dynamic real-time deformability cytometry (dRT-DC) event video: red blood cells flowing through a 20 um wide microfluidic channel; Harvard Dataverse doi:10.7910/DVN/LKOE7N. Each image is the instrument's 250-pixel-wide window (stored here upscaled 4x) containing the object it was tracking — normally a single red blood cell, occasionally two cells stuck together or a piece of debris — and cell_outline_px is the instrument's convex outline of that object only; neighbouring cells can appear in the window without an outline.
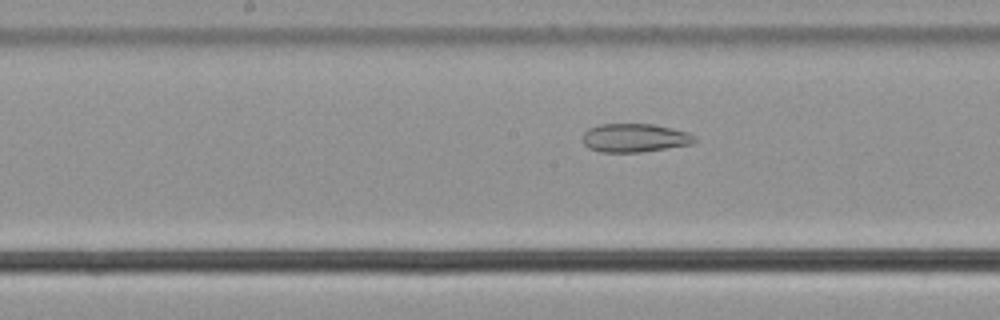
{"species": "common noctule bat (a hibernating species)", "species_latin": "Nyctalus noctula", "temperature_condition": "cold", "stored_images_in_passage": 56, "camera_frame_rate_fps": 3000, "um_per_image_px": 0.085, "animal": {"sex": "male", "body_mass_g": 21.5, "forearm_length_mm": 52.0}, "frame": {"image": 1, "passage_image": 29, "time_ms": 9.333, "image_size_px": [1000, 320], "cell_outline_px": [[696, 140], [692, 144], [640, 152], [600, 152], [588, 148], [584, 144], [584, 132], [588, 128], [600, 124], [652, 124], [672, 128], [688, 132], [696, 136]], "centroid_in_image_um": [53.95, 11.72], "position_along_channel_um": 194.2, "area_um2": 18.61}}
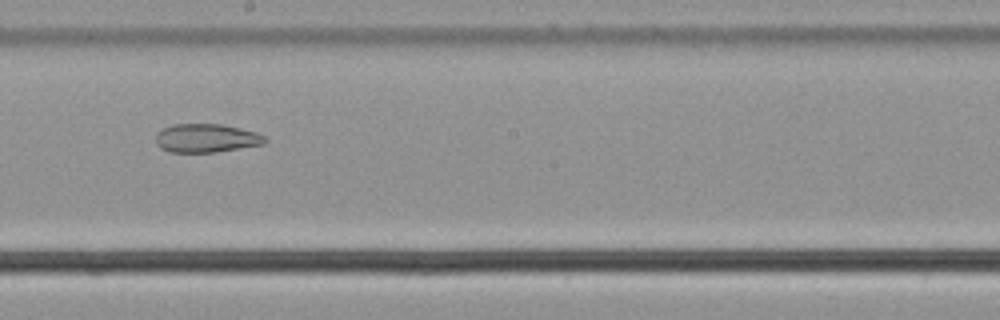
{"frame": {"image": 2, "passage_image": 32, "time_ms": 10.333, "image_size_px": [1000, 320], "cell_outline_px": [[268, 140], [264, 144], [216, 152], [168, 152], [160, 148], [156, 144], [156, 132], [160, 128], [172, 124], [220, 124], [240, 128], [256, 132], [264, 136]], "centroid_in_image_um": [17.49, 11.74], "position_along_channel_um": 230.7, "area_um2": 18.38}}
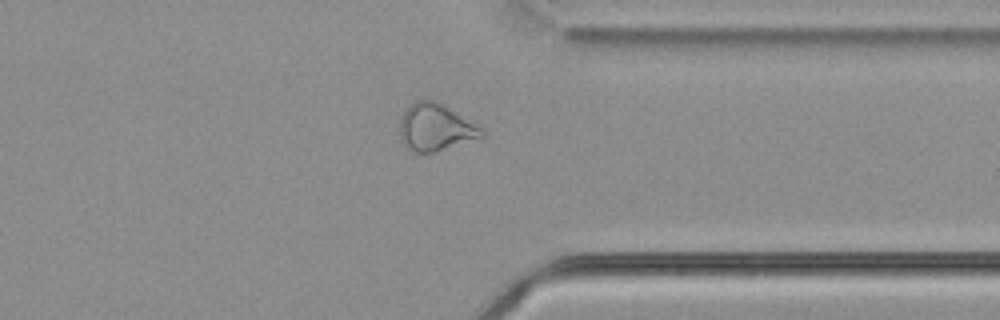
{"frame": {"image": 3, "passage_image": 44, "time_ms": 14.333, "image_size_px": [1000, 320], "cell_outline_px": [[484, 136], [436, 152], [416, 152], [408, 148], [404, 144], [400, 136], [400, 120], [404, 108], [416, 100], [436, 100], [444, 104], [480, 128], [484, 132]], "centroid_in_image_um": [36.97, 10.81], "position_along_channel_um": 374.4, "area_um2": 22.25}, "authors_computed_cell_mechanics": {"area_um2": 26.4146, "velocity_mm_per_s": 3.6499, "shape_relaxation_time_tau1_ms": null, "shape_relaxation_time_tau2_ms": 3.4748, "deformation_change_tau1": null, "deformation_change_tau2": 0.1145}}